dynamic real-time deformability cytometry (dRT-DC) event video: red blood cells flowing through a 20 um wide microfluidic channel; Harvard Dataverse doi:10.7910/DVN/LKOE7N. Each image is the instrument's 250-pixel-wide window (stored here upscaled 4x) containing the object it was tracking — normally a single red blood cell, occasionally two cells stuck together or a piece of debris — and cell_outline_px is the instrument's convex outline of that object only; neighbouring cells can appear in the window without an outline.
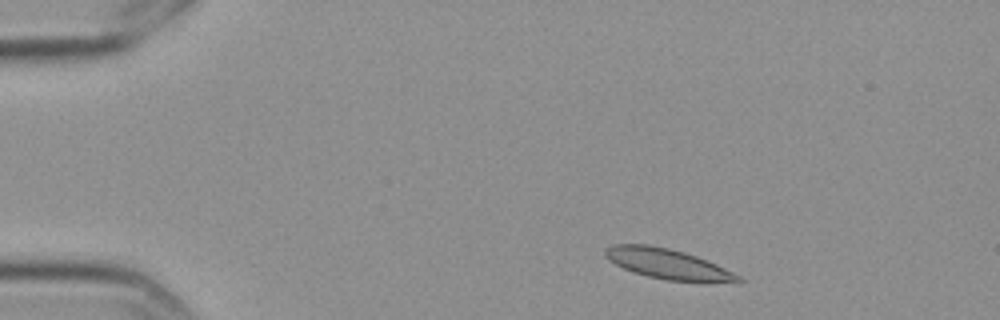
{"species": "Egyptian fruit bat (a non-hibernating species)", "species_latin": "Rousettus aegyptiacus", "temperature_condition": "cold", "stored_images_in_passage": 4, "camera_frame_rate_fps": 3000, "um_per_image_px": 0.085, "frame": {"image": 1, "passage_image": 2, "time_ms": 0.333, "image_size_px": [1000, 320], "cell_outline_px": [[744, 280], [740, 284], [704, 284], [664, 280], [632, 272], [608, 260], [604, 256], [604, 248], [612, 244], [648, 244], [668, 248], [684, 252], [696, 256], [716, 264], [740, 276]], "centroid_in_image_um": [56.86, 22.49], "position_along_channel_um": 28.1, "area_um2": 24.33}}